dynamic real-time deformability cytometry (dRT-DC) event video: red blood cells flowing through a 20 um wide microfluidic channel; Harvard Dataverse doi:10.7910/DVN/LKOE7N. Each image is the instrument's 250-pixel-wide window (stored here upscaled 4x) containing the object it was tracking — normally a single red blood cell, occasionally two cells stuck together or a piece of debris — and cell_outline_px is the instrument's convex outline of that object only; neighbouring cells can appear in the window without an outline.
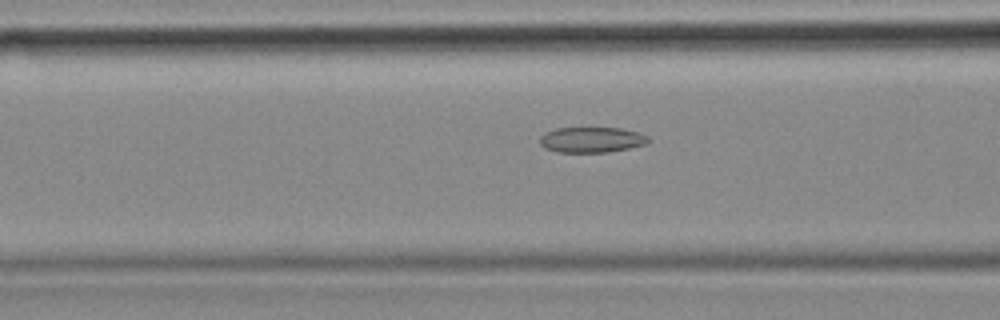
{"species": "common noctule bat (a hibernating species)", "species_latin": "Nyctalus noctula", "temperature_condition": "cold", "stored_images_in_passage": 19, "camera_frame_rate_fps": 3000, "um_per_image_px": 0.085, "animal": {"sex": "female", "body_mass_g": 18.4}, "frame": {"image": 1, "passage_image": 14, "time_ms": 4.333, "image_size_px": [1000, 320], "cell_outline_px": [[648, 140], [644, 144], [628, 148], [608, 152], [556, 152], [544, 148], [540, 144], [540, 136], [544, 132], [556, 128], [620, 128], [640, 132], [648, 136]], "centroid_in_image_um": [50.24, 11.87], "position_along_channel_um": 116.4, "area_um2": 16.13}}